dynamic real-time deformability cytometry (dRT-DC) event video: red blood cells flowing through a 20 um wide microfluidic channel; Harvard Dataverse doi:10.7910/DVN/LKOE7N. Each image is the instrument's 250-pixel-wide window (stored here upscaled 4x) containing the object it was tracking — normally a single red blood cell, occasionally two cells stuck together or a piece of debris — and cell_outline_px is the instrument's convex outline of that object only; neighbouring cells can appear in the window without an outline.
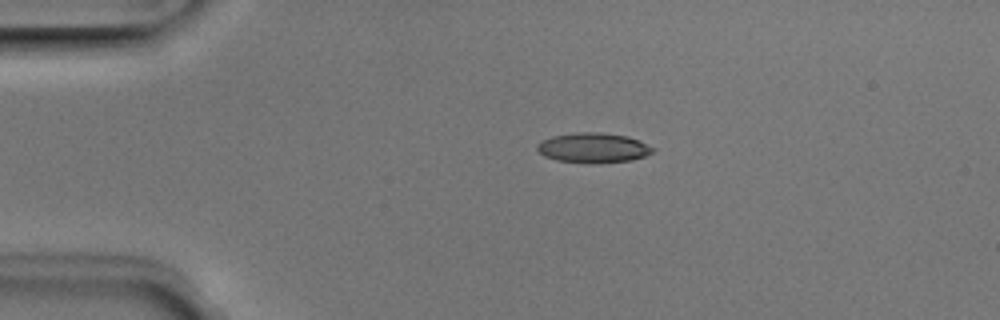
{"species": "Egyptian fruit bat (a non-hibernating species)", "species_latin": "Rousettus aegyptiacus", "temperature_condition": "room temperature", "stored_images_in_passage": 41, "camera_frame_rate_fps": 3000, "um_per_image_px": 0.085, "animal": {"sex": "male"}, "frame": {"image": 1, "passage_image": 1, "time_ms": 0.0, "image_size_px": [1000, 320], "cell_outline_px": [[656, 148], [652, 152], [644, 156], [632, 160], [556, 160], [544, 156], [536, 148], [536, 144], [552, 136], [576, 132], [600, 132], [628, 136]], "centroid_in_image_um": [50.42, 12.5], "position_along_channel_um": 34.6, "area_um2": 19.13}}
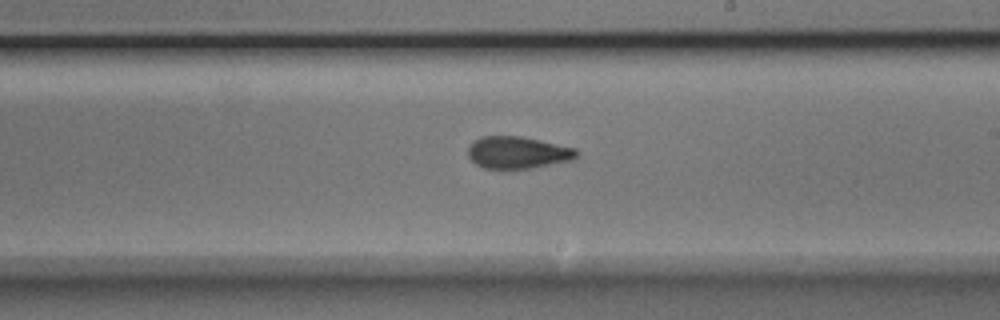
{"frame": {"image": 2, "passage_image": 20, "time_ms": 6.333, "image_size_px": [1000, 320], "cell_outline_px": [[580, 152], [572, 160], [532, 168], [484, 168], [476, 164], [468, 156], [468, 148], [480, 136], [520, 136], [576, 148]], "centroid_in_image_um": [44.02, 12.96], "position_along_channel_um": 245.0, "area_um2": 20.11}}
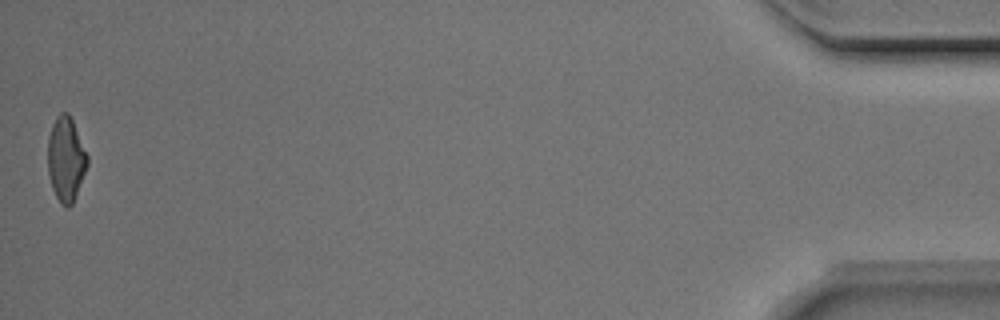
{"frame": {"image": 3, "passage_image": 41, "time_ms": 13.333, "image_size_px": [1000, 320], "cell_outline_px": [[88, 164], [72, 204], [68, 208], [60, 204], [52, 188], [48, 172], [48, 136], [52, 124], [56, 116], [60, 112], [68, 112], [72, 120], [88, 156]], "centroid_in_image_um": [5.59, 13.52], "position_along_channel_um": 429.6, "area_um2": 19.36}, "authors_computed_cell_mechanics": {"area_um2": 20.1144, "velocity_mm_per_s": 3.9799, "shape_relaxation_time_tau1_ms": 6.0651, "shape_relaxation_time_tau2_ms": 1.8058, "deformation_change_tau1": 0.1645, "deformation_change_tau2": 0.0782}}